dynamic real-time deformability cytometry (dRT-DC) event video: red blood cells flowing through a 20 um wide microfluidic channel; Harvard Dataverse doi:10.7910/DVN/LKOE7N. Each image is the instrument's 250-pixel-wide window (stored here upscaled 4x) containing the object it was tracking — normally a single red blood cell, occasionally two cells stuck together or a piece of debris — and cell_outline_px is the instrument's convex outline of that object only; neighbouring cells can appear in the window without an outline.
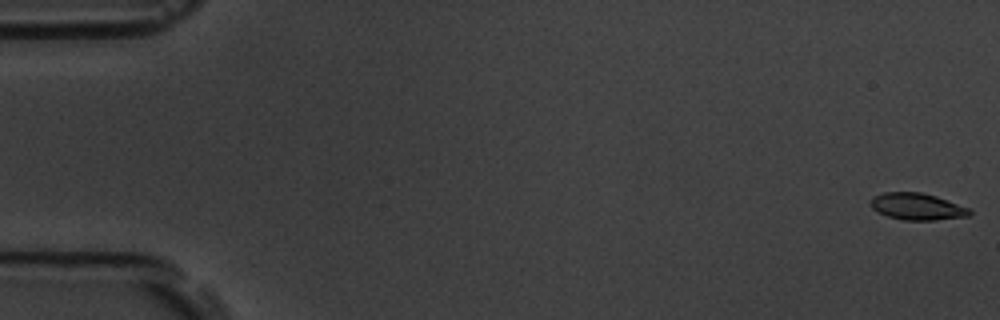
{"species": "common noctule bat (a hibernating species)", "species_latin": "Nyctalus noctula", "temperature_condition": "room temperature", "stored_images_in_passage": 57, "segment_of_instrument_passage": [1, 2], "camera_frame_rate_fps": 3000, "um_per_image_px": 0.085, "animal": {"sex": "male", "body_mass_g": 19.5, "forearm_length_mm": 54.6}, "frame": {"image": 1, "passage_image": 1, "time_ms": 0.0, "image_size_px": [1000, 320], "cell_outline_px": [[972, 212], [968, 216], [936, 220], [904, 220], [888, 216], [876, 212], [868, 204], [872, 196], [884, 192], [920, 192], [936, 196], [968, 208]], "centroid_in_image_um": [77.89, 17.55], "position_along_channel_um": 7.1, "area_um2": 15.49}}
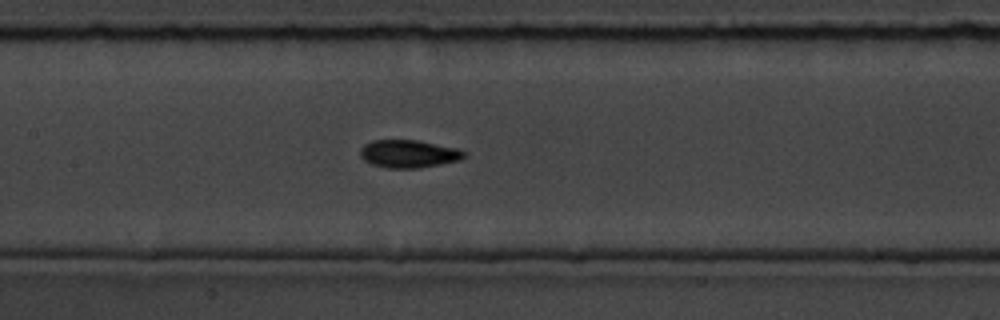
{"frame": {"image": 2, "passage_image": 27, "time_ms": 8.667, "image_size_px": [1000, 320], "cell_outline_px": [[468, 156], [460, 160], [420, 168], [388, 168], [372, 164], [364, 160], [360, 156], [360, 148], [364, 144], [372, 140], [416, 140], [456, 148], [468, 152]], "centroid_in_image_um": [34.75, 13.07], "position_along_channel_um": 172.7, "area_um2": 16.94}}
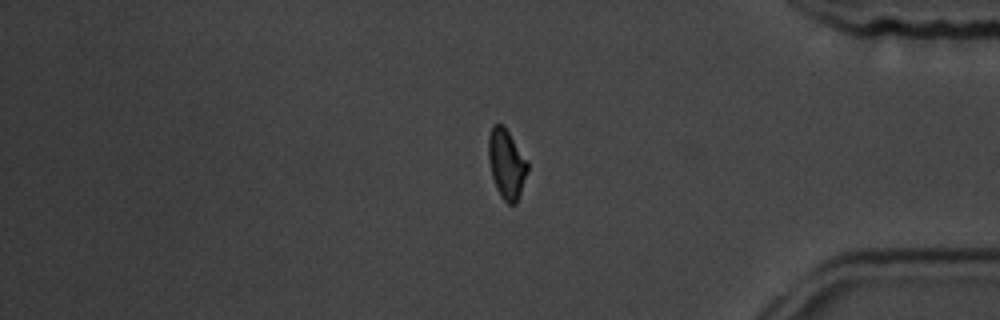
{"frame": {"image": 3, "passage_image": 47, "time_ms": 15.333, "image_size_px": [1000, 320], "cell_outline_px": [[528, 172], [516, 204], [508, 204], [500, 196], [496, 188], [492, 176], [488, 160], [488, 136], [492, 124], [504, 124], [528, 160]], "centroid_in_image_um": [43.06, 13.9], "position_along_channel_um": 392.1, "area_um2": 16.18}}